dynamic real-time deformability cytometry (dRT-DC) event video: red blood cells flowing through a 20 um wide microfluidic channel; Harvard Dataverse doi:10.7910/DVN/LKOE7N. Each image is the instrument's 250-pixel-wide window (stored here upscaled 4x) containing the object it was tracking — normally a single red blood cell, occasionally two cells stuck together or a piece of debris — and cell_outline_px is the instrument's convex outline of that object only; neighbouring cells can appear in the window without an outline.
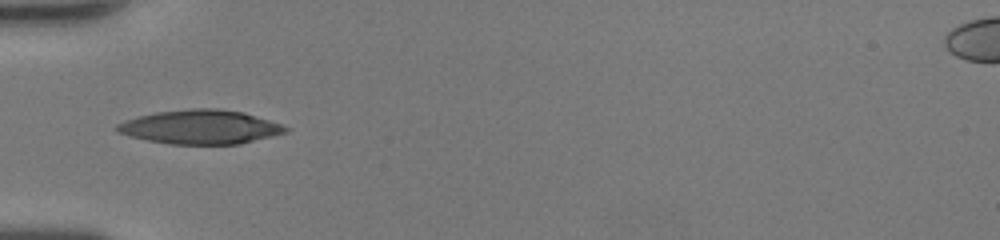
{"species": "human", "species_latin": "Homo sapiens", "temperature_condition": "room temperature", "stored_images_in_passage": 33, "camera_frame_rate_fps": 3000, "um_per_image_px": 0.085, "donor": {"sex": "female"}, "frame": {"image": 1, "passage_image": 1, "time_ms": 0.0, "image_size_px": [1000, 240], "cell_outline_px": [[288, 132], [240, 144], [168, 144], [128, 136], [116, 132], [116, 124], [124, 120], [156, 112], [192, 108], [216, 108], [244, 112], [280, 124], [288, 128]], "centroid_in_image_um": [17.0, 10.79], "position_along_channel_um": 68.0, "area_um2": 33.41}}
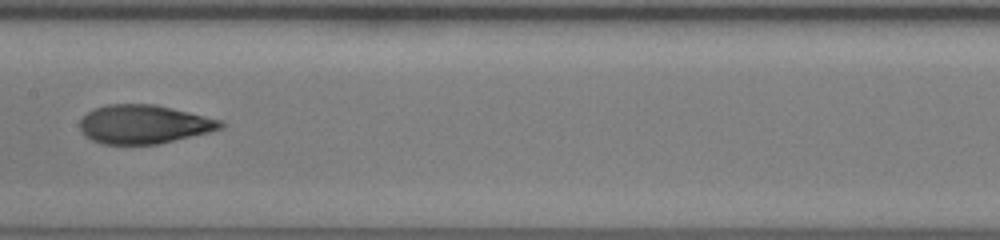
{"frame": {"image": 2, "passage_image": 10, "time_ms": 3.0, "image_size_px": [1000, 240], "cell_outline_px": [[224, 128], [160, 144], [104, 144], [92, 140], [84, 136], [80, 132], [80, 120], [88, 112], [96, 108], [108, 104], [156, 104], [220, 120], [224, 124]], "centroid_in_image_um": [12.2, 10.57], "position_along_channel_um": 195.2, "area_um2": 31.67}}
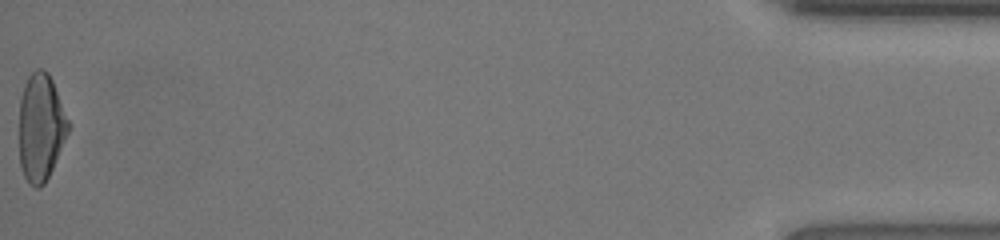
{"frame": {"image": 3, "passage_image": 33, "time_ms": 10.667, "image_size_px": [1000, 240], "cell_outline_px": [[72, 124], [52, 168], [44, 184], [40, 188], [36, 188], [28, 184], [20, 168], [20, 100], [24, 84], [28, 76], [36, 68], [44, 68], [48, 72], [52, 80]], "centroid_in_image_um": [3.49, 10.8], "position_along_channel_um": 431.7, "area_um2": 30.98}, "authors_computed_cell_mechanics": {"area_um2": 31.6744, "velocity_mm_per_s": 4.3221, "shape_relaxation_time_tau1_ms": 10.2013, "shape_relaxation_time_tau2_ms": 1.5542, "deformation_change_tau1": 0.3348, "deformation_change_tau2": 0.0871}}